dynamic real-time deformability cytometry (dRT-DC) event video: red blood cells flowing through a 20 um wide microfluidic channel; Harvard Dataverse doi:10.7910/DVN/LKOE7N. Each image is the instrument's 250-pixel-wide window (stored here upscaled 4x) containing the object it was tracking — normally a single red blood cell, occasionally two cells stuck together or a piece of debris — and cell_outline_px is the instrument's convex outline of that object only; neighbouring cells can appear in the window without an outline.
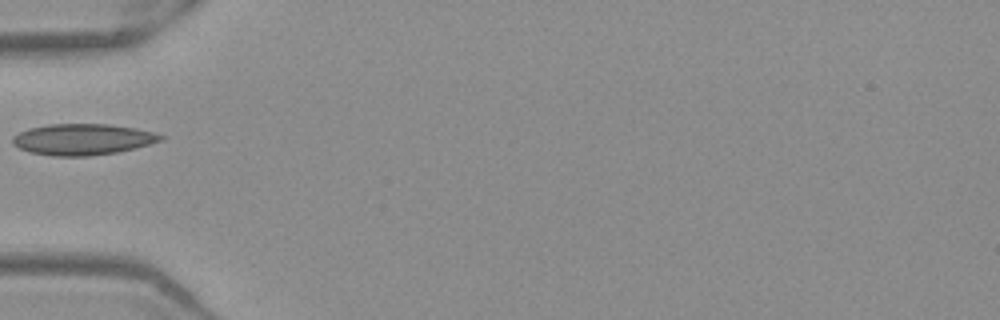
{"species": "Egyptian fruit bat (a non-hibernating species)", "species_latin": "Rousettus aegyptiacus", "temperature_condition": "warm", "stored_images_in_passage": 32, "camera_frame_rate_fps": 3000, "um_per_image_px": 0.085, "frame": {"image": 1, "passage_image": 1, "time_ms": 0.0, "image_size_px": [1000, 320], "cell_outline_px": [[164, 140], [136, 148], [116, 152], [92, 156], [52, 156], [32, 152], [20, 148], [12, 144], [12, 136], [28, 128], [48, 124], [108, 124], [136, 128], [152, 132], [164, 136]], "centroid_in_image_um": [7.03, 11.84], "position_along_channel_um": 78.0, "area_um2": 26.93}}
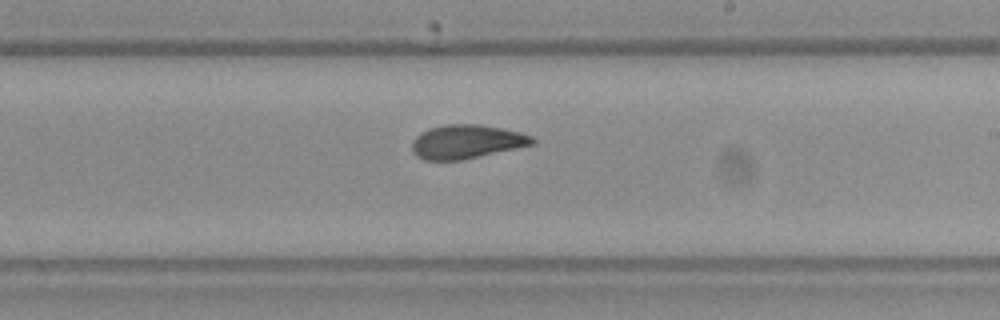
{"frame": {"image": 2, "passage_image": 14, "time_ms": 4.333, "image_size_px": [1000, 320], "cell_outline_px": [[536, 144], [460, 160], [424, 160], [416, 156], [412, 152], [412, 140], [420, 132], [428, 128], [448, 124], [480, 124], [520, 132], [532, 136], [536, 140]], "centroid_in_image_um": [39.64, 12.04], "position_along_channel_um": 249.4, "area_um2": 23.81}}
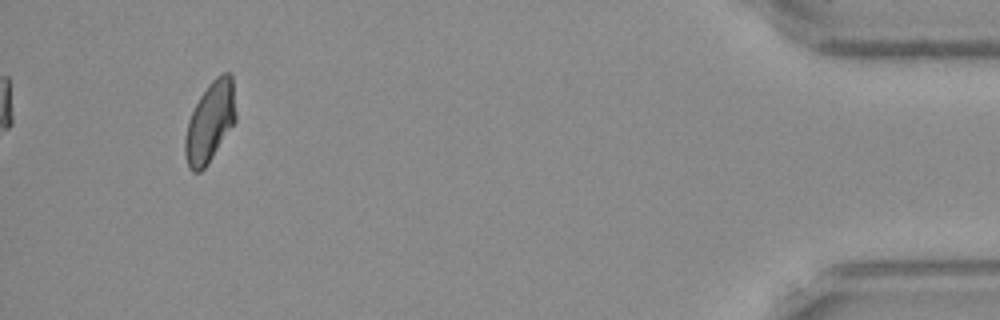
{"frame": {"image": 3, "passage_image": 32, "time_ms": 10.333, "image_size_px": [1000, 320], "cell_outline_px": [[236, 120], [208, 164], [200, 172], [192, 172], [188, 168], [184, 152], [184, 140], [188, 120], [200, 96], [208, 84], [216, 76], [224, 72], [228, 72], [232, 76], [236, 112]], "centroid_in_image_um": [17.84, 10.38], "position_along_channel_um": 417.4, "area_um2": 23.76}}